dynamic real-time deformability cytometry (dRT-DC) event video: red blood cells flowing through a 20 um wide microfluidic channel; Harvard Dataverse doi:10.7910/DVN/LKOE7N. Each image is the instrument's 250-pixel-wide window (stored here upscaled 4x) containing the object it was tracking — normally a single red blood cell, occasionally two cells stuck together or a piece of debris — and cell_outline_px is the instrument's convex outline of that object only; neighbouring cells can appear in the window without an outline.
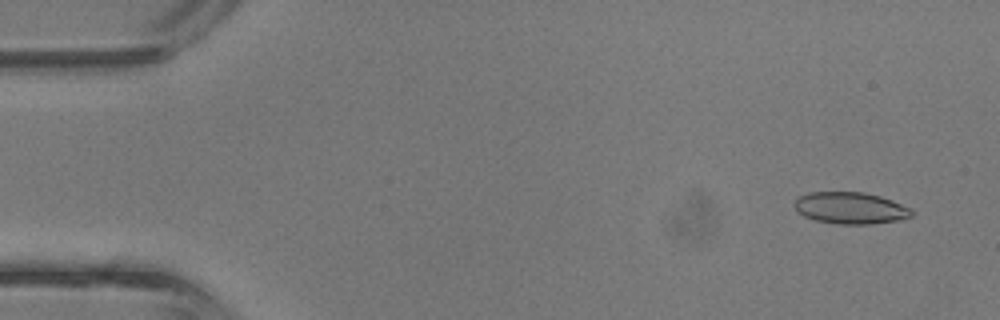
{"species": "common noctule bat (a hibernating species)", "species_latin": "Nyctalus noctula", "temperature_condition": "room temperature", "stored_images_in_passage": 42, "camera_frame_rate_fps": 3000, "um_per_image_px": 0.085, "animal": {"sex": "male", "body_mass_g": 13.3}, "frame": {"image": 1, "passage_image": 2, "time_ms": 0.333, "image_size_px": [1000, 320], "cell_outline_px": [[912, 216], [896, 220], [872, 224], [836, 224], [816, 220], [804, 216], [796, 212], [796, 196], [808, 192], [864, 192], [880, 196], [892, 200], [908, 208], [912, 212]], "centroid_in_image_um": [72.23, 17.67], "position_along_channel_um": 12.8, "area_um2": 21.56}}
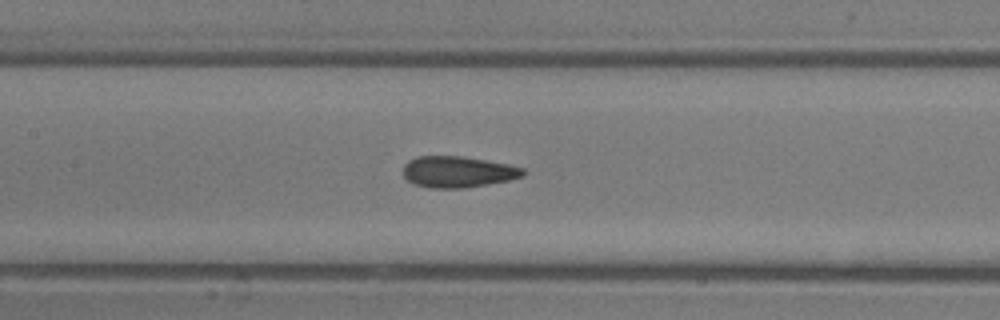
{"frame": {"image": 2, "passage_image": 19, "time_ms": 6.0, "image_size_px": [1000, 320], "cell_outline_px": [[528, 172], [524, 176], [508, 180], [488, 184], [464, 188], [428, 188], [416, 184], [408, 180], [404, 176], [404, 164], [408, 160], [416, 156], [464, 156], [508, 164], [524, 168]], "centroid_in_image_um": [38.94, 14.6], "position_along_channel_um": 168.5, "area_um2": 21.96}}
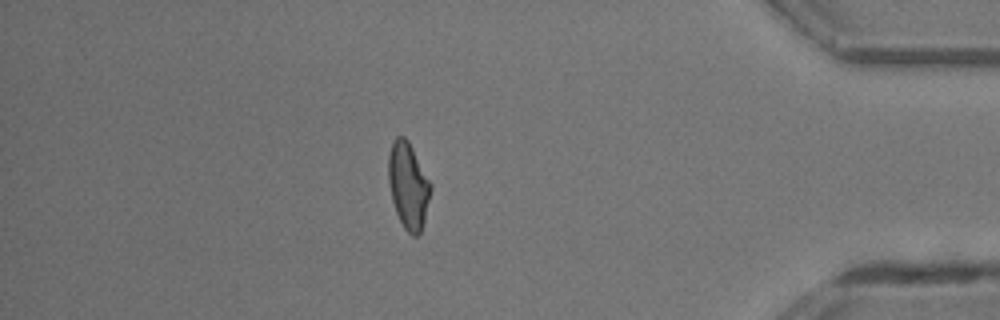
{"frame": {"image": 3, "passage_image": 36, "time_ms": 11.667, "image_size_px": [1000, 320], "cell_outline_px": [[432, 188], [424, 220], [420, 232], [416, 236], [412, 236], [404, 228], [396, 212], [392, 200], [388, 180], [388, 156], [392, 144], [396, 136], [404, 136], [408, 140], [432, 184]], "centroid_in_image_um": [34.7, 15.76], "position_along_channel_um": 400.5, "area_um2": 21.15}, "authors_computed_cell_mechanics": {"area_um2": 21.7617, "velocity_mm_per_s": 4.8433, "shape_relaxation_time_tau1_ms": 4.2957, "shape_relaxation_time_tau2_ms": 1.2061, "deformation_change_tau1": 0.1392, "deformation_change_tau2": 0.0756}}